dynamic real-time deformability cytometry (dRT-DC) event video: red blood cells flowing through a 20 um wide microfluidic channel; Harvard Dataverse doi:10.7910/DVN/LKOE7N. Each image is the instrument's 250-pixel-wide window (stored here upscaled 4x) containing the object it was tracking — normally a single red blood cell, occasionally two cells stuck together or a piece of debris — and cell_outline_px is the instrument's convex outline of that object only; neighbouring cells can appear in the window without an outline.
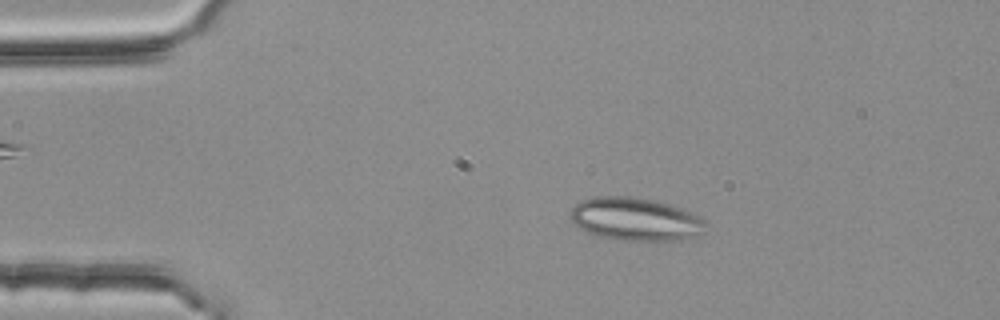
{"species": "common noctule bat (a hibernating species)", "species_latin": "Nyctalus noctula", "temperature_condition": "room temperature", "stored_images_in_passage": 3, "camera_frame_rate_fps": 3000, "um_per_image_px": 0.085, "animal": {"sex": "female", "body_mass_g": 25.1}, "frame": {"image": 1, "passage_image": 2, "time_ms": 0.333, "image_size_px": [1000, 320], "cell_outline_px": [[704, 232], [680, 240], [620, 240], [596, 236], [584, 232], [572, 220], [572, 208], [580, 200], [592, 196], [628, 196], [652, 200], [668, 204], [692, 212], [704, 220]], "centroid_in_image_um": [53.97, 18.62], "position_along_channel_um": 31.0, "area_um2": 33.7}}